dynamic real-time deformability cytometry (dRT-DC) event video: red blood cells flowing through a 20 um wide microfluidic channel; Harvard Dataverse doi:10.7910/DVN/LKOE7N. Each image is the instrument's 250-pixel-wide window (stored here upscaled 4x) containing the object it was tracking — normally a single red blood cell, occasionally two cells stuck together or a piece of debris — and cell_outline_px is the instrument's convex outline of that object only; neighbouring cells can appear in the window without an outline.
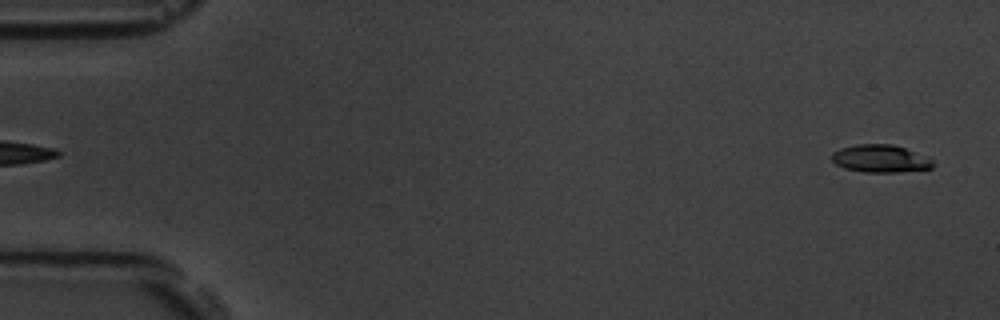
{"species": "common noctule bat (a hibernating species)", "species_latin": "Nyctalus noctula", "temperature_condition": "room temperature", "stored_images_in_passage": 5, "segment_of_instrument_passage": [2, 2], "camera_frame_rate_fps": 3000, "um_per_image_px": 0.085, "animal": {"sex": "male", "body_mass_g": 19.5, "forearm_length_mm": 54.6}, "frame": {"image": 1, "passage_image": 5, "time_ms": 5.333, "image_size_px": [1000, 320], "cell_outline_px": [[932, 168], [900, 172], [864, 172], [844, 168], [836, 164], [832, 160], [832, 152], [840, 148], [856, 144], [892, 144], [904, 148], [932, 160]], "centroid_in_image_um": [74.77, 13.48], "position_along_channel_um": 10.2, "area_um2": 16.07}}